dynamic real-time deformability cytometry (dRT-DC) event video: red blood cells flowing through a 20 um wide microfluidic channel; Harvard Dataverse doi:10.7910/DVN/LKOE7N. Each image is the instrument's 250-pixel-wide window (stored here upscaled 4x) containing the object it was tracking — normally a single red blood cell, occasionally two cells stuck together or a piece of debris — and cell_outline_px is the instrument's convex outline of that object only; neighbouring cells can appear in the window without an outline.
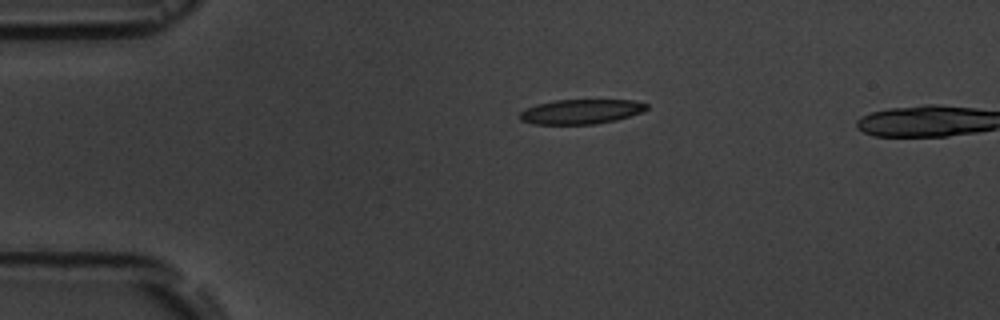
{"species": "common noctule bat (a hibernating species)", "species_latin": "Nyctalus noctula", "temperature_condition": "room temperature", "stored_images_in_passage": 3, "segment_of_instrument_passage": [1, 2], "camera_frame_rate_fps": 3000, "um_per_image_px": 0.085, "animal": {"sex": "male", "body_mass_g": 19.5, "forearm_length_mm": 54.6}, "frame": {"image": 1, "passage_image": 1, "time_ms": 0.0, "image_size_px": [1000, 320], "cell_outline_px": [[648, 108], [640, 112], [616, 120], [596, 124], [532, 124], [520, 120], [520, 112], [524, 108], [536, 104], [556, 100], [632, 100], [648, 104]], "centroid_in_image_um": [49.34, 9.49], "position_along_channel_um": 35.7, "area_um2": 18.21}}